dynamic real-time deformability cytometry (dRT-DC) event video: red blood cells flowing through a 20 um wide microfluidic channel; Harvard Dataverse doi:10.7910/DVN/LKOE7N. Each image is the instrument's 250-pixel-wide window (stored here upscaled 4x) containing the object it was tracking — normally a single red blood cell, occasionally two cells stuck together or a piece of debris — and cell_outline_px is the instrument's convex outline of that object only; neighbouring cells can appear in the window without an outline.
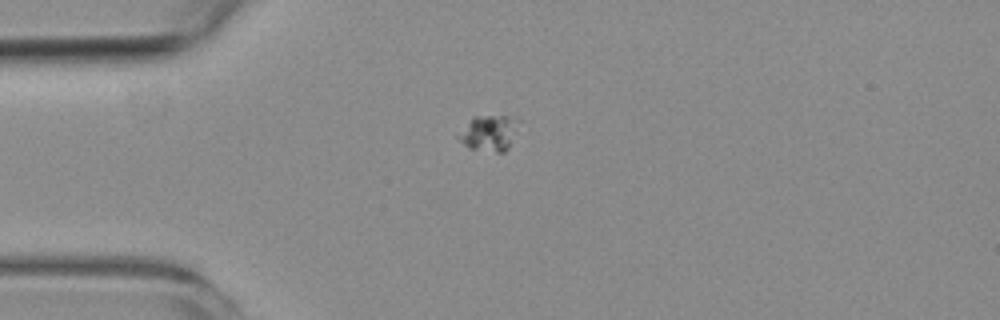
{"species": "common noctule bat (a hibernating species)", "species_latin": "Nyctalus noctula", "temperature_condition": "room temperature", "stored_images_in_passage": 5, "camera_frame_rate_fps": 3000, "um_per_image_px": 0.085, "animal": {"sex": "female", "body_mass_g": 19.3, "forearm_length_mm": 54.1}, "frame": {"image": 1, "passage_image": 1, "time_ms": 0.0, "image_size_px": [1000, 320], "cell_outline_px": [[516, 120], [508, 148], [504, 152], [496, 152], [468, 148], [456, 136], [476, 116], [504, 116]], "centroid_in_image_um": [41.49, 11.34], "position_along_channel_um": 43.5, "area_um2": 11.62}}
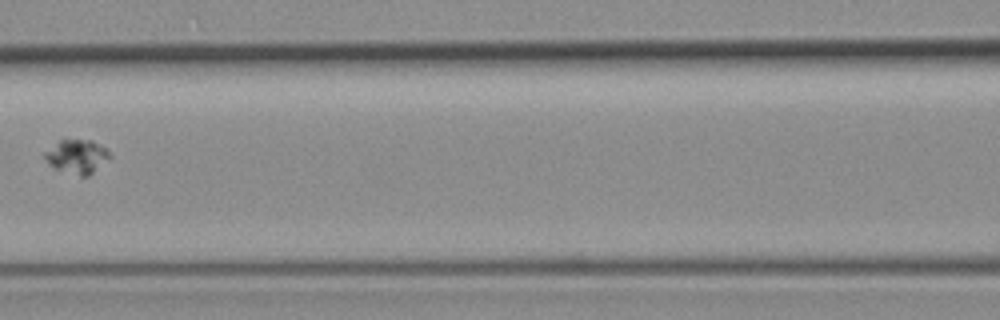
{"frame": {"image": 2, "passage_image": 4, "time_ms": 3.667, "image_size_px": [1000, 320], "cell_outline_px": [[112, 156], [88, 176], [80, 176], [52, 168], [48, 164], [44, 156], [44, 152], [60, 140], [92, 140], [104, 148]], "centroid_in_image_um": [6.51, 13.31], "position_along_channel_um": 160.1, "area_um2": 12.66}}
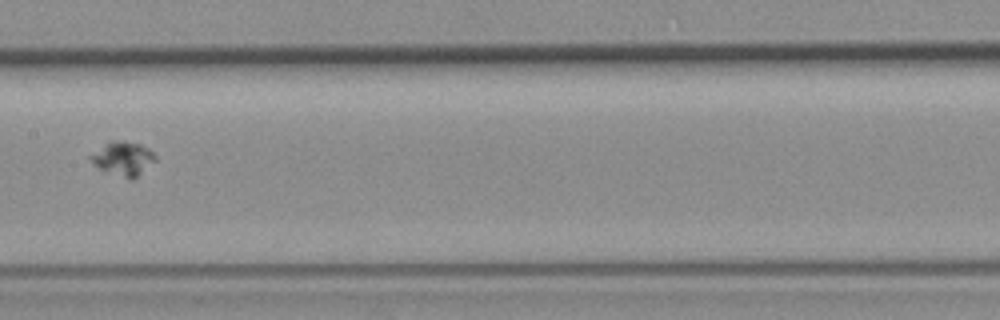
{"frame": {"image": 3, "passage_image": 5, "time_ms": 4.667, "image_size_px": [1000, 320], "cell_outline_px": [[156, 160], [132, 180], [128, 180], [100, 168], [92, 164], [88, 156], [108, 140], [124, 140], [140, 144], [148, 148], [156, 156]], "centroid_in_image_um": [10.43, 13.45], "position_along_channel_um": 197.0, "area_um2": 12.89}}